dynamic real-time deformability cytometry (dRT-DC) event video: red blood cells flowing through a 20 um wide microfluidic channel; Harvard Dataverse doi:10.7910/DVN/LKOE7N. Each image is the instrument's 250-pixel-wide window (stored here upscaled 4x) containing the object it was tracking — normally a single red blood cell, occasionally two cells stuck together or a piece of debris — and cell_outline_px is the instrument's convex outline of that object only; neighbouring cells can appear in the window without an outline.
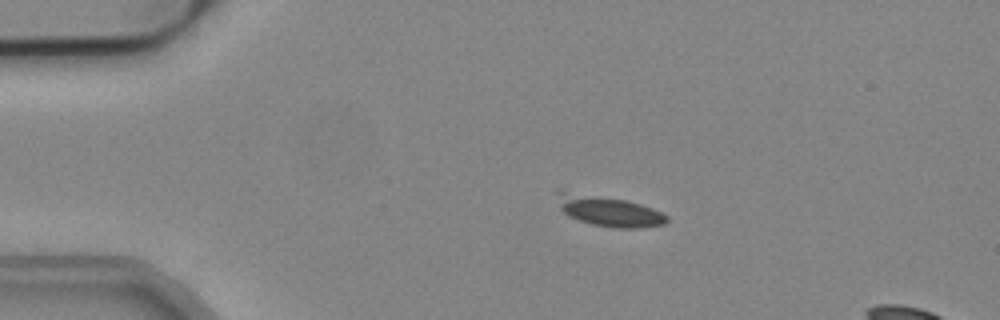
{"species": "common noctule bat (a hibernating species)", "species_latin": "Nyctalus noctula", "temperature_condition": "cold", "stored_images_in_passage": 14, "camera_frame_rate_fps": 3000, "um_per_image_px": 0.085, "animal": {"sex": "male", "body_mass_g": 19.2, "forearm_length_mm": 51.8}, "frame": {"image": 1, "passage_image": 4, "time_ms": 1.0, "image_size_px": [1000, 320], "cell_outline_px": [[668, 220], [664, 224], [636, 228], [620, 228], [592, 224], [568, 216], [560, 208], [556, 192], [564, 192], [624, 200], [640, 204], [652, 208], [668, 216]], "centroid_in_image_um": [51.79, 17.97], "position_along_channel_um": 33.2, "area_um2": 18.61}}
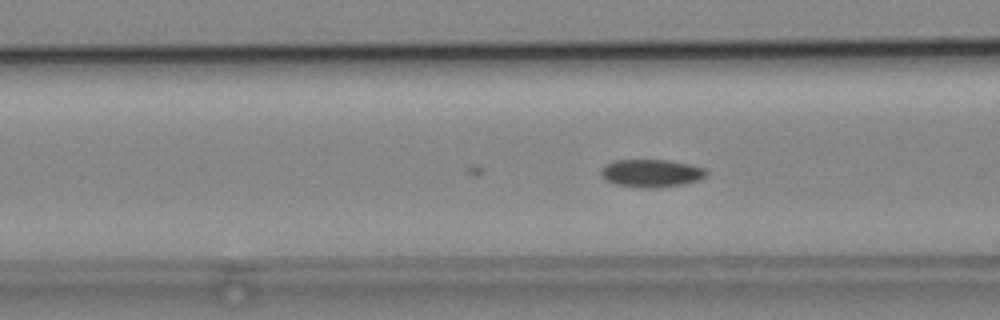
{"frame": {"image": 2, "passage_image": 14, "time_ms": 4.333, "image_size_px": [1000, 320], "cell_outline_px": [[708, 172], [700, 180], [684, 184], [648, 188], [644, 188], [616, 184], [600, 176], [600, 172], [604, 164], [616, 160], [668, 160], [692, 164], [704, 168]], "centroid_in_image_um": [55.37, 14.71], "position_along_channel_um": 111.2, "area_um2": 17.05}}